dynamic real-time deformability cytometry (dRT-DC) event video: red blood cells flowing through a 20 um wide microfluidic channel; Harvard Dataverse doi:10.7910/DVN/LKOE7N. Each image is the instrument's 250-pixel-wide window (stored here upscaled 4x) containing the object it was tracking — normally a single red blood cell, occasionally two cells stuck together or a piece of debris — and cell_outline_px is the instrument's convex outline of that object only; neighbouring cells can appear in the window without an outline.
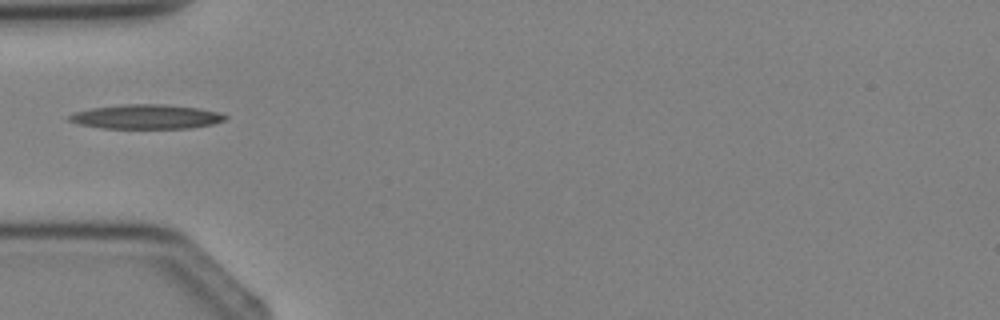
{"species": "Egyptian fruit bat (a non-hibernating species)", "species_latin": "Rousettus aegyptiacus", "temperature_condition": "cold", "stored_images_in_passage": 4, "camera_frame_rate_fps": 3000, "um_per_image_px": 0.085, "animal": {"sex": "female"}, "frame": {"image": 1, "passage_image": 4, "time_ms": 4.667, "image_size_px": [1000, 320], "cell_outline_px": [[228, 116], [224, 120], [212, 124], [192, 128], [100, 128], [80, 124], [68, 120], [68, 116], [72, 112], [92, 108], [124, 104], [164, 104], [196, 108], [220, 112]], "centroid_in_image_um": [12.42, 9.92], "position_along_channel_um": 72.6, "area_um2": 22.14}}